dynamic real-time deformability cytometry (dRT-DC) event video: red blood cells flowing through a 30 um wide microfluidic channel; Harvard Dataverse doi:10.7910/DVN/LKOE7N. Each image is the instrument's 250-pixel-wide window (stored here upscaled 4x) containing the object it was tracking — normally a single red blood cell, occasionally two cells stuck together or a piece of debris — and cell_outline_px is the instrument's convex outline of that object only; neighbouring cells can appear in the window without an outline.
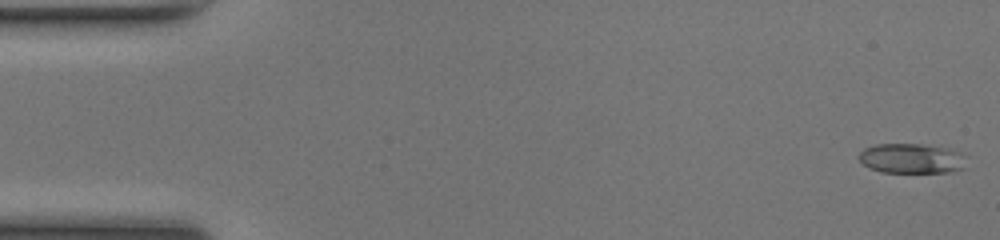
{"species": "common noctule bat (a hibernating species)", "species_latin": "Nyctalus noctula", "temperature_condition": "room temperature", "stored_images_in_passage": 50, "camera_frame_rate_fps": 3000, "um_per_image_px": 0.085, "animal": {"sex": "female", "body_mass_g": 17.0, "forearm_length_mm": 48.0}, "frame": {"image": 1, "passage_image": 1, "time_ms": 0.0, "image_size_px": [1000, 240], "cell_outline_px": [[968, 156], [964, 168], [952, 172], [880, 172], [868, 168], [860, 160], [860, 152], [864, 148], [876, 144], [924, 144], [948, 148], [964, 152]], "centroid_in_image_um": [77.56, 13.46], "position_along_channel_um": 7.4, "area_um2": 19.07}}
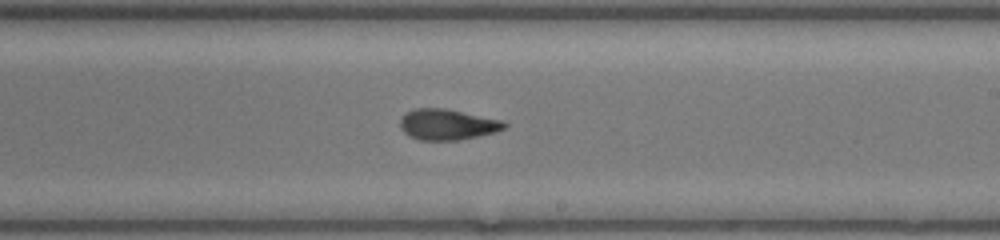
{"frame": {"image": 2, "passage_image": 29, "time_ms": 9.333, "image_size_px": [1000, 240], "cell_outline_px": [[508, 124], [504, 128], [496, 132], [460, 140], [420, 140], [408, 136], [400, 128], [400, 116], [404, 112], [412, 108], [444, 108], [504, 120]], "centroid_in_image_um": [38.0, 10.57], "position_along_channel_um": 251.0, "area_um2": 19.02}}
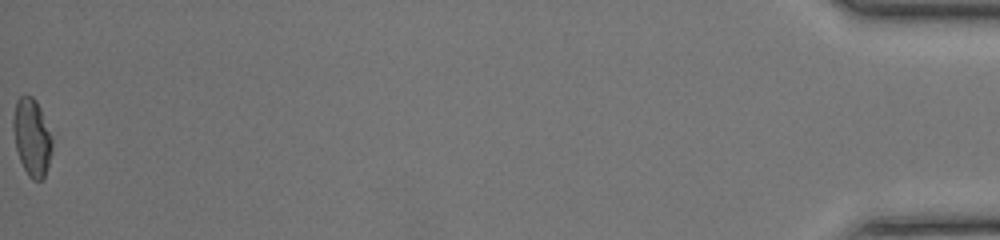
{"frame": {"image": 3, "passage_image": 50, "time_ms": 16.333, "image_size_px": [1000, 240], "cell_outline_px": [[52, 152], [44, 176], [40, 180], [32, 180], [28, 176], [20, 160], [16, 148], [12, 128], [12, 116], [16, 100], [20, 96], [32, 96], [36, 100], [40, 108], [52, 136]], "centroid_in_image_um": [2.69, 11.65], "position_along_channel_um": 432.5, "area_um2": 17.63}, "authors_computed_cell_mechanics": {"area_um2": 18.6116, "velocity_mm_per_s": 4.1659, "shape_relaxation_time_tau1_ms": 3.5276, "shape_relaxation_time_tau2_ms": 1.7266, "deformation_change_tau1": 0.1547, "deformation_change_tau2": 0.096}}